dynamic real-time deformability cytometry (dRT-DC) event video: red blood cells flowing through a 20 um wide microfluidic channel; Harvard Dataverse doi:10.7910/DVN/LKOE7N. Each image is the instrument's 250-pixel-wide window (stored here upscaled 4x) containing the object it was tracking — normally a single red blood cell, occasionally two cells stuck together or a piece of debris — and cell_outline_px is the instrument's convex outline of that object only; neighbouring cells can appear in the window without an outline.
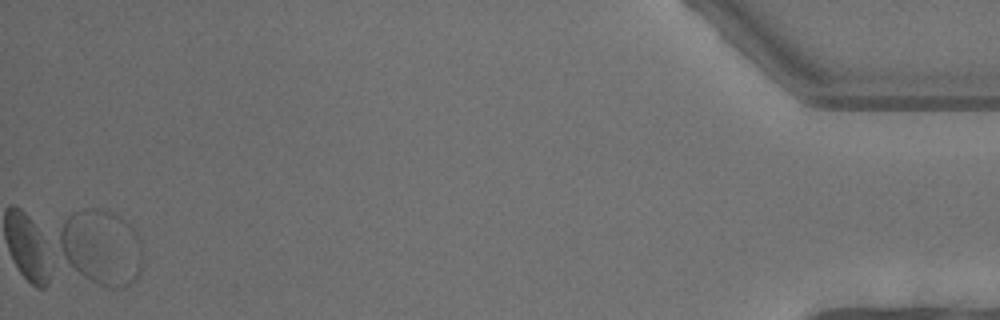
{"species": "common noctule bat (a hibernating species)", "species_latin": "Nyctalus noctula", "temperature_condition": "warm", "stored_images_in_passage": 45, "segment_of_instrument_passage": [2, 2], "camera_frame_rate_fps": 3000, "um_per_image_px": 0.085, "animal": {"sex": "male", "body_mass_g": 13.3}, "frame": {"image": 1, "passage_image": 45, "time_ms": 14.667, "image_size_px": [1000, 320], "cell_outline_px": [[140, 272], [136, 280], [120, 288], [116, 284], [92, 212], [92, 208], [112, 212], [120, 216], [136, 232], [140, 240]], "centroid_in_image_um": [10.14, 20.93], "position_along_channel_um": 425.1, "area_um2": 16.65}}